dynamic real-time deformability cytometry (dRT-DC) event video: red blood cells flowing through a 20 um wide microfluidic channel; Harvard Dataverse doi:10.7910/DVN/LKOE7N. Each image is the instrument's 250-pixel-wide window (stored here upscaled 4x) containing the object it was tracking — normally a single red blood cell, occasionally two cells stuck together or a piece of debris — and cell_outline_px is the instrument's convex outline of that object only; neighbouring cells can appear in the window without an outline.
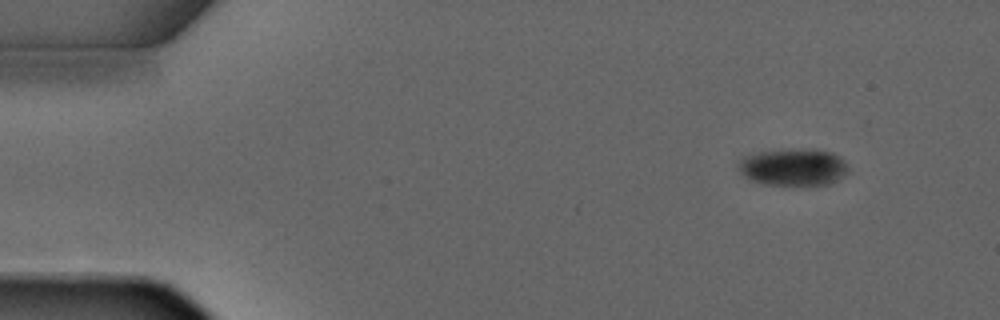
{"species": "common noctule bat (a hibernating species)", "species_latin": "Nyctalus noctula", "temperature_condition": "warm", "stored_images_in_passage": 3, "camera_frame_rate_fps": 3000, "um_per_image_px": 0.085, "animal": {"sex": "male", "forearm_length_mm": 52.5}, "frame": {"image": 1, "passage_image": 1, "time_ms": 0.0, "image_size_px": [1000, 320], "cell_outline_px": [[848, 172], [844, 176], [828, 184], [812, 188], [800, 188], [760, 184], [744, 176], [740, 172], [736, 164], [744, 156], [756, 152], [812, 148], [832, 152], [840, 156], [844, 160], [848, 168]], "centroid_in_image_um": [67.45, 14.26], "position_along_channel_um": 17.6, "area_um2": 24.91}}